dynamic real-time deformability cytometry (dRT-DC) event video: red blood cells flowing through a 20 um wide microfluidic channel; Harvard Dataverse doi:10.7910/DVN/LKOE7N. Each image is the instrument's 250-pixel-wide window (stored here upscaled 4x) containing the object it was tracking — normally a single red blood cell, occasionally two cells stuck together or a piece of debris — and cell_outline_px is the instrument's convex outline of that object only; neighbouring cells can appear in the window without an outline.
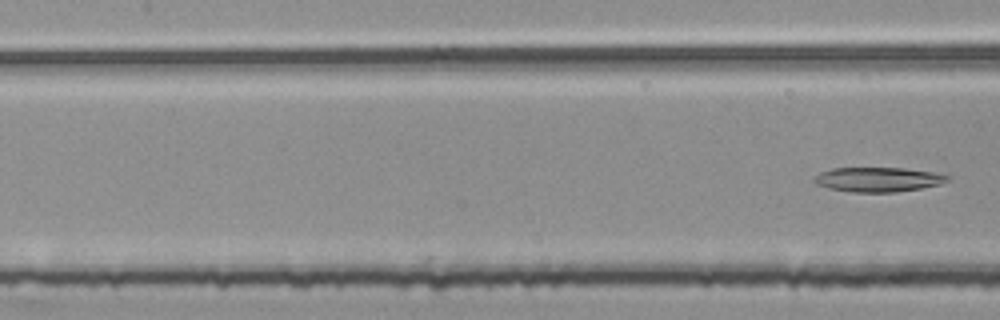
{"species": "common noctule bat (a hibernating species)", "species_latin": "Nyctalus noctula", "temperature_condition": "room temperature", "stored_images_in_passage": 8, "camera_frame_rate_fps": 3000, "um_per_image_px": 0.085, "animal": {"sex": "female", "body_mass_g": 25.1}, "frame": {"image": 1, "passage_image": 8, "time_ms": 2.333, "image_size_px": [1000, 320], "cell_outline_px": [[948, 180], [940, 184], [920, 188], [896, 192], [848, 192], [828, 188], [816, 184], [812, 180], [820, 172], [832, 168], [904, 168], [932, 172], [948, 176]], "centroid_in_image_um": [74.58, 15.26], "position_along_channel_um": 132.8, "area_um2": 18.96}}